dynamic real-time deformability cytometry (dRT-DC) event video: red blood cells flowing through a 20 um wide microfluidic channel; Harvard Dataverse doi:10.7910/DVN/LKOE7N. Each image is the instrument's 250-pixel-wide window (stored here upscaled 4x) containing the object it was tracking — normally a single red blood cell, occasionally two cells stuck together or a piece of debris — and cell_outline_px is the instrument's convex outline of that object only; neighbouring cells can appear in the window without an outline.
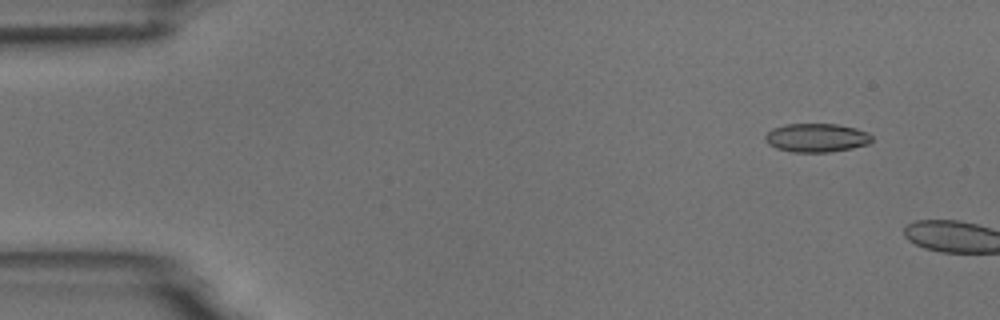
{"species": "common noctule bat (a hibernating species)", "species_latin": "Nyctalus noctula", "temperature_condition": "room temperature", "stored_images_in_passage": 2, "camera_frame_rate_fps": 3000, "um_per_image_px": 0.085, "animal": {"sex": "male", "body_mass_g": 18.8}, "frame": {"image": 1, "passage_image": 1, "time_ms": 0.0, "image_size_px": [1000, 320], "cell_outline_px": [[872, 140], [868, 144], [852, 148], [828, 152], [792, 152], [776, 148], [768, 144], [764, 140], [764, 136], [772, 128], [784, 124], [836, 124], [856, 128], [868, 132], [872, 136]], "centroid_in_image_um": [69.38, 11.71], "position_along_channel_um": 15.6, "area_um2": 17.92}}